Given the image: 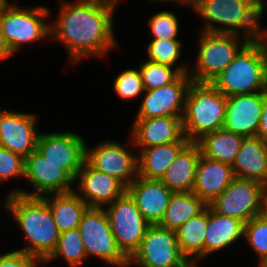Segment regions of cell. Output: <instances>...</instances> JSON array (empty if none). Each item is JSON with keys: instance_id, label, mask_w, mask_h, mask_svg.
<instances>
[{"instance_id": "obj_1", "label": "cell", "mask_w": 267, "mask_h": 267, "mask_svg": "<svg viewBox=\"0 0 267 267\" xmlns=\"http://www.w3.org/2000/svg\"><path fill=\"white\" fill-rule=\"evenodd\" d=\"M116 0H60L59 11L50 24L51 41L65 46L68 60L78 65L88 57H105L117 50L113 25Z\"/></svg>"}, {"instance_id": "obj_2", "label": "cell", "mask_w": 267, "mask_h": 267, "mask_svg": "<svg viewBox=\"0 0 267 267\" xmlns=\"http://www.w3.org/2000/svg\"><path fill=\"white\" fill-rule=\"evenodd\" d=\"M5 197L4 209L12 215L24 233L25 246L16 248L44 262L55 250L60 231L47 202L42 197H28L18 193Z\"/></svg>"}, {"instance_id": "obj_3", "label": "cell", "mask_w": 267, "mask_h": 267, "mask_svg": "<svg viewBox=\"0 0 267 267\" xmlns=\"http://www.w3.org/2000/svg\"><path fill=\"white\" fill-rule=\"evenodd\" d=\"M264 0H198L193 11L204 25L200 31L235 33L249 41L265 37L261 19L265 13ZM242 32L240 33V31Z\"/></svg>"}, {"instance_id": "obj_4", "label": "cell", "mask_w": 267, "mask_h": 267, "mask_svg": "<svg viewBox=\"0 0 267 267\" xmlns=\"http://www.w3.org/2000/svg\"><path fill=\"white\" fill-rule=\"evenodd\" d=\"M211 84L226 97L267 91V40L249 41Z\"/></svg>"}, {"instance_id": "obj_5", "label": "cell", "mask_w": 267, "mask_h": 267, "mask_svg": "<svg viewBox=\"0 0 267 267\" xmlns=\"http://www.w3.org/2000/svg\"><path fill=\"white\" fill-rule=\"evenodd\" d=\"M227 97L211 83L190 85L182 117L184 136L197 142L204 135L223 128Z\"/></svg>"}, {"instance_id": "obj_6", "label": "cell", "mask_w": 267, "mask_h": 267, "mask_svg": "<svg viewBox=\"0 0 267 267\" xmlns=\"http://www.w3.org/2000/svg\"><path fill=\"white\" fill-rule=\"evenodd\" d=\"M199 32L195 67L189 66L187 73L193 82L211 83L234 60L249 40L235 33Z\"/></svg>"}, {"instance_id": "obj_7", "label": "cell", "mask_w": 267, "mask_h": 267, "mask_svg": "<svg viewBox=\"0 0 267 267\" xmlns=\"http://www.w3.org/2000/svg\"><path fill=\"white\" fill-rule=\"evenodd\" d=\"M50 12L44 5L21 7L13 2L0 14V32L13 55L24 44L51 38L50 24L46 21Z\"/></svg>"}, {"instance_id": "obj_8", "label": "cell", "mask_w": 267, "mask_h": 267, "mask_svg": "<svg viewBox=\"0 0 267 267\" xmlns=\"http://www.w3.org/2000/svg\"><path fill=\"white\" fill-rule=\"evenodd\" d=\"M78 228L87 258L95 256L109 266L128 267L129 259L117 245L104 208L88 207Z\"/></svg>"}, {"instance_id": "obj_9", "label": "cell", "mask_w": 267, "mask_h": 267, "mask_svg": "<svg viewBox=\"0 0 267 267\" xmlns=\"http://www.w3.org/2000/svg\"><path fill=\"white\" fill-rule=\"evenodd\" d=\"M192 267L180 252L176 231L149 225L138 250L129 259L128 267Z\"/></svg>"}, {"instance_id": "obj_10", "label": "cell", "mask_w": 267, "mask_h": 267, "mask_svg": "<svg viewBox=\"0 0 267 267\" xmlns=\"http://www.w3.org/2000/svg\"><path fill=\"white\" fill-rule=\"evenodd\" d=\"M104 209L118 247L130 259L138 250L150 224L127 191Z\"/></svg>"}, {"instance_id": "obj_11", "label": "cell", "mask_w": 267, "mask_h": 267, "mask_svg": "<svg viewBox=\"0 0 267 267\" xmlns=\"http://www.w3.org/2000/svg\"><path fill=\"white\" fill-rule=\"evenodd\" d=\"M127 143L129 144L104 140L92 147H87L86 144L85 161L94 169L117 178L128 187L138 177V154L134 151L136 149L131 138ZM131 146H134L132 150Z\"/></svg>"}, {"instance_id": "obj_12", "label": "cell", "mask_w": 267, "mask_h": 267, "mask_svg": "<svg viewBox=\"0 0 267 267\" xmlns=\"http://www.w3.org/2000/svg\"><path fill=\"white\" fill-rule=\"evenodd\" d=\"M264 188L258 181L235 178L208 206L218 214L234 217L245 224L261 214Z\"/></svg>"}, {"instance_id": "obj_13", "label": "cell", "mask_w": 267, "mask_h": 267, "mask_svg": "<svg viewBox=\"0 0 267 267\" xmlns=\"http://www.w3.org/2000/svg\"><path fill=\"white\" fill-rule=\"evenodd\" d=\"M24 177L33 191L15 188L8 194L42 197L47 194L73 191V186L76 185L59 165L47 160L37 149L25 158Z\"/></svg>"}, {"instance_id": "obj_14", "label": "cell", "mask_w": 267, "mask_h": 267, "mask_svg": "<svg viewBox=\"0 0 267 267\" xmlns=\"http://www.w3.org/2000/svg\"><path fill=\"white\" fill-rule=\"evenodd\" d=\"M36 149L47 160L59 165L73 180L86 159V141L71 131H40Z\"/></svg>"}, {"instance_id": "obj_15", "label": "cell", "mask_w": 267, "mask_h": 267, "mask_svg": "<svg viewBox=\"0 0 267 267\" xmlns=\"http://www.w3.org/2000/svg\"><path fill=\"white\" fill-rule=\"evenodd\" d=\"M192 82L188 73H181L168 85L145 90L135 118L183 116L187 92Z\"/></svg>"}, {"instance_id": "obj_16", "label": "cell", "mask_w": 267, "mask_h": 267, "mask_svg": "<svg viewBox=\"0 0 267 267\" xmlns=\"http://www.w3.org/2000/svg\"><path fill=\"white\" fill-rule=\"evenodd\" d=\"M38 116L32 113H21L0 108V145L28 157L37 147L40 133Z\"/></svg>"}, {"instance_id": "obj_17", "label": "cell", "mask_w": 267, "mask_h": 267, "mask_svg": "<svg viewBox=\"0 0 267 267\" xmlns=\"http://www.w3.org/2000/svg\"><path fill=\"white\" fill-rule=\"evenodd\" d=\"M74 192L89 206L105 208L122 196L127 187L117 178L91 167L86 161L75 177Z\"/></svg>"}, {"instance_id": "obj_18", "label": "cell", "mask_w": 267, "mask_h": 267, "mask_svg": "<svg viewBox=\"0 0 267 267\" xmlns=\"http://www.w3.org/2000/svg\"><path fill=\"white\" fill-rule=\"evenodd\" d=\"M267 91L227 97L223 128L245 137L257 136Z\"/></svg>"}, {"instance_id": "obj_19", "label": "cell", "mask_w": 267, "mask_h": 267, "mask_svg": "<svg viewBox=\"0 0 267 267\" xmlns=\"http://www.w3.org/2000/svg\"><path fill=\"white\" fill-rule=\"evenodd\" d=\"M182 117L135 118L130 131L135 148H149L176 141H189L184 136Z\"/></svg>"}, {"instance_id": "obj_20", "label": "cell", "mask_w": 267, "mask_h": 267, "mask_svg": "<svg viewBox=\"0 0 267 267\" xmlns=\"http://www.w3.org/2000/svg\"><path fill=\"white\" fill-rule=\"evenodd\" d=\"M127 192L150 225L160 224L174 193L161 180H150L140 176L127 187Z\"/></svg>"}, {"instance_id": "obj_21", "label": "cell", "mask_w": 267, "mask_h": 267, "mask_svg": "<svg viewBox=\"0 0 267 267\" xmlns=\"http://www.w3.org/2000/svg\"><path fill=\"white\" fill-rule=\"evenodd\" d=\"M232 165L200 155L192 192L209 205L235 179Z\"/></svg>"}, {"instance_id": "obj_22", "label": "cell", "mask_w": 267, "mask_h": 267, "mask_svg": "<svg viewBox=\"0 0 267 267\" xmlns=\"http://www.w3.org/2000/svg\"><path fill=\"white\" fill-rule=\"evenodd\" d=\"M244 223L234 217L218 214L208 206V224L204 235V258L233 246L243 239Z\"/></svg>"}, {"instance_id": "obj_23", "label": "cell", "mask_w": 267, "mask_h": 267, "mask_svg": "<svg viewBox=\"0 0 267 267\" xmlns=\"http://www.w3.org/2000/svg\"><path fill=\"white\" fill-rule=\"evenodd\" d=\"M232 168L236 178L267 185V144L258 136L245 137Z\"/></svg>"}, {"instance_id": "obj_24", "label": "cell", "mask_w": 267, "mask_h": 267, "mask_svg": "<svg viewBox=\"0 0 267 267\" xmlns=\"http://www.w3.org/2000/svg\"><path fill=\"white\" fill-rule=\"evenodd\" d=\"M200 155L199 145L189 142L167 168L161 181L172 192H192Z\"/></svg>"}, {"instance_id": "obj_25", "label": "cell", "mask_w": 267, "mask_h": 267, "mask_svg": "<svg viewBox=\"0 0 267 267\" xmlns=\"http://www.w3.org/2000/svg\"><path fill=\"white\" fill-rule=\"evenodd\" d=\"M188 143L189 141H176L149 148H136L139 152L138 176L150 180H161L167 168Z\"/></svg>"}, {"instance_id": "obj_26", "label": "cell", "mask_w": 267, "mask_h": 267, "mask_svg": "<svg viewBox=\"0 0 267 267\" xmlns=\"http://www.w3.org/2000/svg\"><path fill=\"white\" fill-rule=\"evenodd\" d=\"M47 202L60 233L79 227L89 207L75 192L53 193L42 196Z\"/></svg>"}, {"instance_id": "obj_27", "label": "cell", "mask_w": 267, "mask_h": 267, "mask_svg": "<svg viewBox=\"0 0 267 267\" xmlns=\"http://www.w3.org/2000/svg\"><path fill=\"white\" fill-rule=\"evenodd\" d=\"M207 224L208 207L176 231L180 252L193 265H199L198 263L204 259V235Z\"/></svg>"}, {"instance_id": "obj_28", "label": "cell", "mask_w": 267, "mask_h": 267, "mask_svg": "<svg viewBox=\"0 0 267 267\" xmlns=\"http://www.w3.org/2000/svg\"><path fill=\"white\" fill-rule=\"evenodd\" d=\"M243 139V136L221 128L204 135L196 143L203 156L232 165Z\"/></svg>"}, {"instance_id": "obj_29", "label": "cell", "mask_w": 267, "mask_h": 267, "mask_svg": "<svg viewBox=\"0 0 267 267\" xmlns=\"http://www.w3.org/2000/svg\"><path fill=\"white\" fill-rule=\"evenodd\" d=\"M208 205L193 192H174L160 226L177 229L191 218L200 215Z\"/></svg>"}, {"instance_id": "obj_30", "label": "cell", "mask_w": 267, "mask_h": 267, "mask_svg": "<svg viewBox=\"0 0 267 267\" xmlns=\"http://www.w3.org/2000/svg\"><path fill=\"white\" fill-rule=\"evenodd\" d=\"M59 257L63 258L69 267H80L88 259L79 228L60 233L55 250L43 262L44 267Z\"/></svg>"}, {"instance_id": "obj_31", "label": "cell", "mask_w": 267, "mask_h": 267, "mask_svg": "<svg viewBox=\"0 0 267 267\" xmlns=\"http://www.w3.org/2000/svg\"><path fill=\"white\" fill-rule=\"evenodd\" d=\"M182 42V40H150L146 47L147 60L172 66L180 73H187L189 66L178 61L182 58Z\"/></svg>"}, {"instance_id": "obj_32", "label": "cell", "mask_w": 267, "mask_h": 267, "mask_svg": "<svg viewBox=\"0 0 267 267\" xmlns=\"http://www.w3.org/2000/svg\"><path fill=\"white\" fill-rule=\"evenodd\" d=\"M243 239L258 258V267H267V219L261 214L244 224Z\"/></svg>"}, {"instance_id": "obj_33", "label": "cell", "mask_w": 267, "mask_h": 267, "mask_svg": "<svg viewBox=\"0 0 267 267\" xmlns=\"http://www.w3.org/2000/svg\"><path fill=\"white\" fill-rule=\"evenodd\" d=\"M144 90H153L173 82L181 73L174 67L145 59L138 67Z\"/></svg>"}, {"instance_id": "obj_34", "label": "cell", "mask_w": 267, "mask_h": 267, "mask_svg": "<svg viewBox=\"0 0 267 267\" xmlns=\"http://www.w3.org/2000/svg\"><path fill=\"white\" fill-rule=\"evenodd\" d=\"M147 21L149 31L152 34L151 40H180L179 20L175 12L169 10L156 11Z\"/></svg>"}, {"instance_id": "obj_35", "label": "cell", "mask_w": 267, "mask_h": 267, "mask_svg": "<svg viewBox=\"0 0 267 267\" xmlns=\"http://www.w3.org/2000/svg\"><path fill=\"white\" fill-rule=\"evenodd\" d=\"M113 90L123 100H137L144 94L141 74L138 68H127L113 80Z\"/></svg>"}, {"instance_id": "obj_36", "label": "cell", "mask_w": 267, "mask_h": 267, "mask_svg": "<svg viewBox=\"0 0 267 267\" xmlns=\"http://www.w3.org/2000/svg\"><path fill=\"white\" fill-rule=\"evenodd\" d=\"M25 158L0 145V183L13 178H24Z\"/></svg>"}, {"instance_id": "obj_37", "label": "cell", "mask_w": 267, "mask_h": 267, "mask_svg": "<svg viewBox=\"0 0 267 267\" xmlns=\"http://www.w3.org/2000/svg\"><path fill=\"white\" fill-rule=\"evenodd\" d=\"M40 265H43V262L39 258L22 251L14 249L4 254L0 253V267H38Z\"/></svg>"}, {"instance_id": "obj_38", "label": "cell", "mask_w": 267, "mask_h": 267, "mask_svg": "<svg viewBox=\"0 0 267 267\" xmlns=\"http://www.w3.org/2000/svg\"><path fill=\"white\" fill-rule=\"evenodd\" d=\"M257 136L267 144V96L264 98Z\"/></svg>"}, {"instance_id": "obj_39", "label": "cell", "mask_w": 267, "mask_h": 267, "mask_svg": "<svg viewBox=\"0 0 267 267\" xmlns=\"http://www.w3.org/2000/svg\"><path fill=\"white\" fill-rule=\"evenodd\" d=\"M150 1L152 4L154 3H165V2H172V4L174 3L175 5H185L187 6L188 5V8H192V10L194 9V7L196 6L197 4V1L198 0H148ZM154 2V3H153ZM190 6V7H189Z\"/></svg>"}, {"instance_id": "obj_40", "label": "cell", "mask_w": 267, "mask_h": 267, "mask_svg": "<svg viewBox=\"0 0 267 267\" xmlns=\"http://www.w3.org/2000/svg\"><path fill=\"white\" fill-rule=\"evenodd\" d=\"M12 55L10 48L0 32V61L10 58Z\"/></svg>"}, {"instance_id": "obj_41", "label": "cell", "mask_w": 267, "mask_h": 267, "mask_svg": "<svg viewBox=\"0 0 267 267\" xmlns=\"http://www.w3.org/2000/svg\"><path fill=\"white\" fill-rule=\"evenodd\" d=\"M261 215L267 219V185H265L263 191Z\"/></svg>"}, {"instance_id": "obj_42", "label": "cell", "mask_w": 267, "mask_h": 267, "mask_svg": "<svg viewBox=\"0 0 267 267\" xmlns=\"http://www.w3.org/2000/svg\"><path fill=\"white\" fill-rule=\"evenodd\" d=\"M8 0H0V14L10 5Z\"/></svg>"}, {"instance_id": "obj_43", "label": "cell", "mask_w": 267, "mask_h": 267, "mask_svg": "<svg viewBox=\"0 0 267 267\" xmlns=\"http://www.w3.org/2000/svg\"><path fill=\"white\" fill-rule=\"evenodd\" d=\"M266 5H267V2H266ZM264 38L267 40V28H265V37Z\"/></svg>"}]
</instances>
